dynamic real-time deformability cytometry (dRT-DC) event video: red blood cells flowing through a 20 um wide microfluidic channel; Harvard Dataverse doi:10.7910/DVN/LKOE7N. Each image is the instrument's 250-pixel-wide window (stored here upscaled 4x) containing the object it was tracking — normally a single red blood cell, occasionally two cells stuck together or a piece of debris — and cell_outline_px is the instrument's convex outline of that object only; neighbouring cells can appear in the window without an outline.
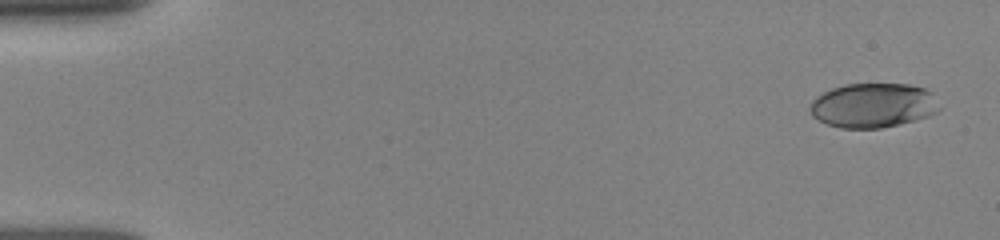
{"species": "human", "species_latin": "Homo sapiens", "temperature_condition": "room temperature", "stored_images_in_passage": 65, "camera_frame_rate_fps": 3000, "um_per_image_px": 0.085, "donor": {"sex": "female"}, "frame": {"image": 1, "passage_image": 3, "time_ms": 0.333, "image_size_px": [1000, 240], "cell_outline_px": [[940, 108], [936, 112], [928, 116], [880, 128], [840, 128], [828, 124], [812, 116], [808, 108], [812, 100], [816, 96], [832, 88], [844, 84], [908, 84], [924, 88], [932, 92]], "centroid_in_image_um": [74.18, 8.94], "position_along_channel_um": 10.8, "area_um2": 33.41}}
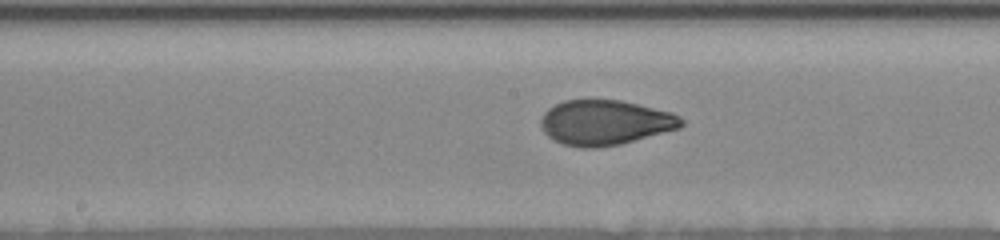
{"frame": {"image": 2, "passage_image": 31, "time_ms": 8.667, "image_size_px": [1000, 240], "cell_outline_px": [[684, 124], [680, 128], [620, 144], [596, 148], [580, 148], [564, 144], [548, 136], [544, 132], [540, 124], [540, 120], [544, 112], [548, 108], [564, 100], [620, 100], [672, 112], [680, 116], [684, 120]], "centroid_in_image_um": [51.44, 10.41], "position_along_channel_um": 196.8, "area_um2": 36.82}}
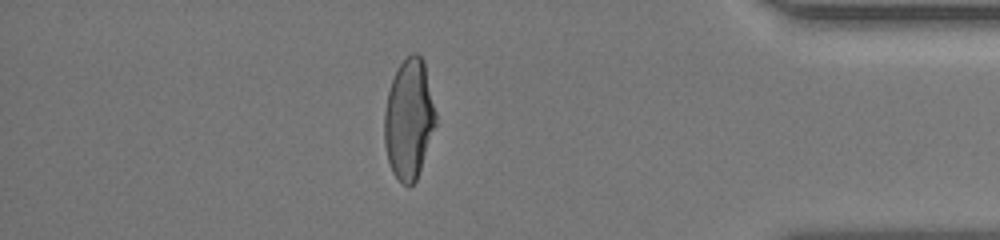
{"frame": {"image": 3, "passage_image": 58, "time_ms": 14.667, "image_size_px": [1000, 240], "cell_outline_px": [[436, 124], [416, 180], [412, 184], [404, 184], [392, 172], [388, 160], [384, 144], [384, 112], [388, 92], [392, 80], [400, 64], [412, 52], [416, 52], [424, 60], [436, 112]], "centroid_in_image_um": [34.76, 10.1], "position_along_channel_um": 400.4, "area_um2": 35.66}, "authors_computed_cell_mechanics": {"area_um2": 36.5874, "velocity_mm_per_s": 3.9119, "shape_relaxation_time_tau1_ms": 5.8502, "shape_relaxation_time_tau2_ms": 0.8673, "deformation_change_tau1": 0.2076, "deformation_change_tau2": 0.0596}}